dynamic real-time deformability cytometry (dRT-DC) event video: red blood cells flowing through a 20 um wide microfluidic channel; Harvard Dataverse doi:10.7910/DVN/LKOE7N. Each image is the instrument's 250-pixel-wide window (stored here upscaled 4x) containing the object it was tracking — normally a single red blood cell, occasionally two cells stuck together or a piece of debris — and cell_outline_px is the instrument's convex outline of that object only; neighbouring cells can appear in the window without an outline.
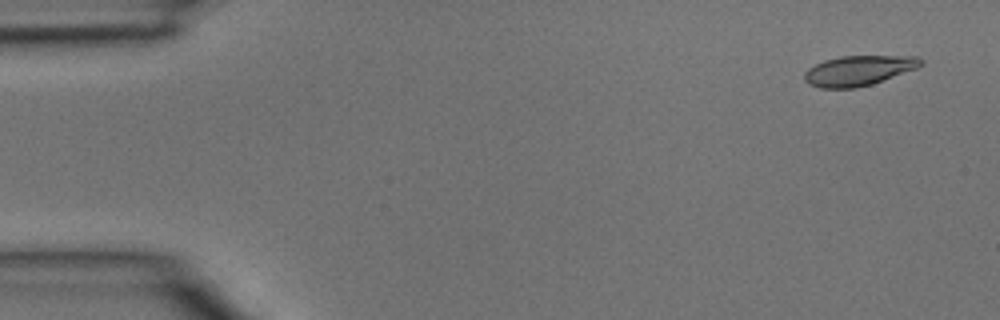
{"species": "common noctule bat (a hibernating species)", "species_latin": "Nyctalus noctula", "temperature_condition": "room temperature", "stored_images_in_passage": 4, "camera_frame_rate_fps": 3000, "um_per_image_px": 0.085, "animal": {"sex": "male", "body_mass_g": 15.6}, "frame": {"image": 1, "passage_image": 1, "time_ms": 0.0, "image_size_px": [1000, 320], "cell_outline_px": [[924, 64], [916, 68], [872, 84], [856, 88], [820, 88], [808, 84], [804, 80], [804, 72], [808, 68], [824, 60], [840, 56], [920, 56], [924, 60]], "centroid_in_image_um": [72.97, 5.99], "position_along_channel_um": 12.0, "area_um2": 20.46}}
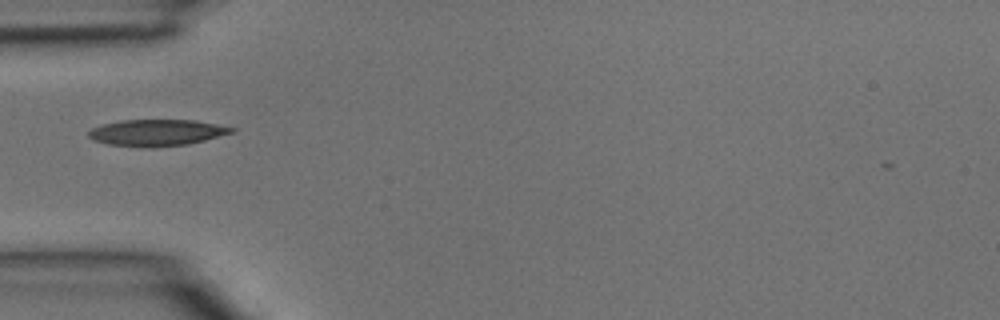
{"frame": {"image": 2, "passage_image": 4, "time_ms": 1.0, "image_size_px": [1000, 320], "cell_outline_px": [[236, 132], [188, 144], [156, 148], [144, 148], [108, 144], [92, 140], [88, 136], [88, 132], [92, 128], [100, 124], [120, 120], [196, 120], [236, 128]], "centroid_in_image_um": [13.31, 11.28], "position_along_channel_um": 71.7, "area_um2": 22.43}}